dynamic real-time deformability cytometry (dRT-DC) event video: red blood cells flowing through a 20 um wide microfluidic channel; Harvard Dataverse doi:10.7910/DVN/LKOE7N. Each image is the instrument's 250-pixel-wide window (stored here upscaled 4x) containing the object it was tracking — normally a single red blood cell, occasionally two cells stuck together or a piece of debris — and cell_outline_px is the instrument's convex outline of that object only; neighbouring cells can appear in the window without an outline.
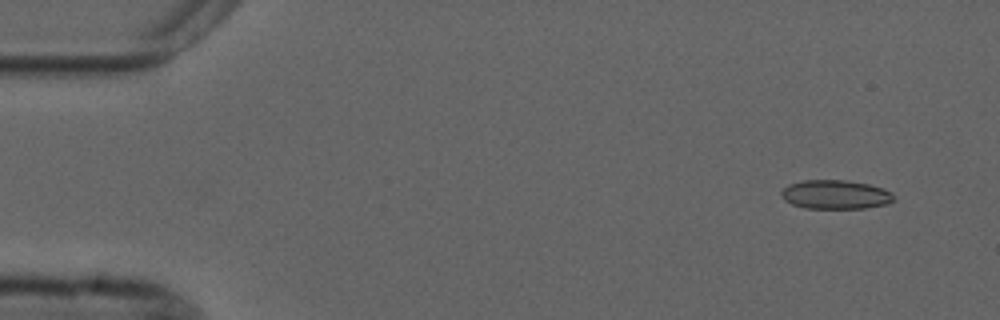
{"species": "common noctule bat (a hibernating species)", "species_latin": "Nyctalus noctula", "temperature_condition": "cold", "stored_images_in_passage": 6, "camera_frame_rate_fps": 3000, "um_per_image_px": 0.085, "animal": {"sex": "male", "forearm_length_mm": 52.5}, "frame": {"image": 1, "passage_image": 2, "time_ms": 1.0, "image_size_px": [1000, 320], "cell_outline_px": [[896, 200], [888, 204], [864, 208], [804, 208], [792, 204], [784, 200], [780, 196], [780, 192], [788, 184], [804, 180], [844, 180], [868, 184], [884, 188], [892, 192], [896, 196]], "centroid_in_image_um": [71.04, 16.54], "position_along_channel_um": 14.0, "area_um2": 19.25}}
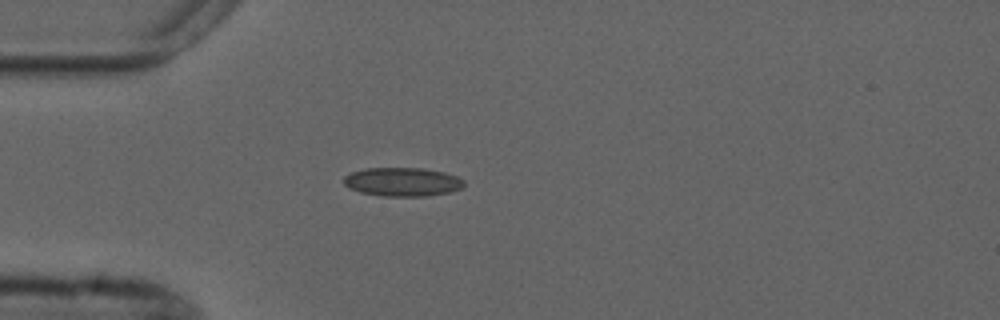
{"frame": {"image": 2, "passage_image": 5, "time_ms": 4.667, "image_size_px": [1000, 320], "cell_outline_px": [[464, 184], [460, 188], [452, 192], [428, 196], [380, 196], [360, 192], [348, 188], [344, 184], [344, 176], [352, 172], [364, 168], [424, 168], [444, 172], [456, 176], [464, 180]], "centroid_in_image_um": [34.2, 15.46], "position_along_channel_um": 50.8, "area_um2": 20.29}}